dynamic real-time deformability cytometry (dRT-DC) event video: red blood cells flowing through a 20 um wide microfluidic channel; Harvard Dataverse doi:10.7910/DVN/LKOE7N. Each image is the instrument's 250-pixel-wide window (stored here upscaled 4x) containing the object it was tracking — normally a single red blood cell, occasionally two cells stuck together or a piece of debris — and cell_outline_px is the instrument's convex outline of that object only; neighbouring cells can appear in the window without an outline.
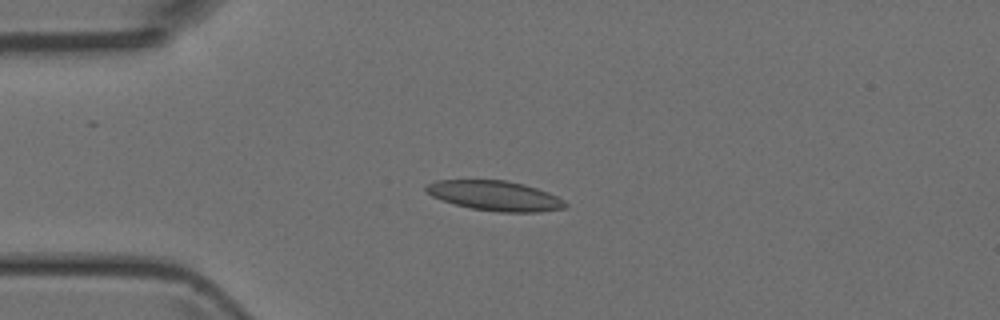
{"species": "Egyptian fruit bat (a non-hibernating species)", "species_latin": "Rousettus aegyptiacus", "temperature_condition": "room temperature", "stored_images_in_passage": 6, "camera_frame_rate_fps": 3000, "um_per_image_px": 0.085, "animal": {"sex": "female"}, "frame": {"image": 1, "passage_image": 4, "time_ms": 3.333, "image_size_px": [1000, 320], "cell_outline_px": [[568, 204], [564, 208], [540, 212], [496, 212], [472, 208], [456, 204], [432, 196], [424, 188], [428, 184], [436, 180], [504, 180], [524, 184], [548, 192], [564, 200]], "centroid_in_image_um": [42.1, 16.64], "position_along_channel_um": 42.9, "area_um2": 24.04}}
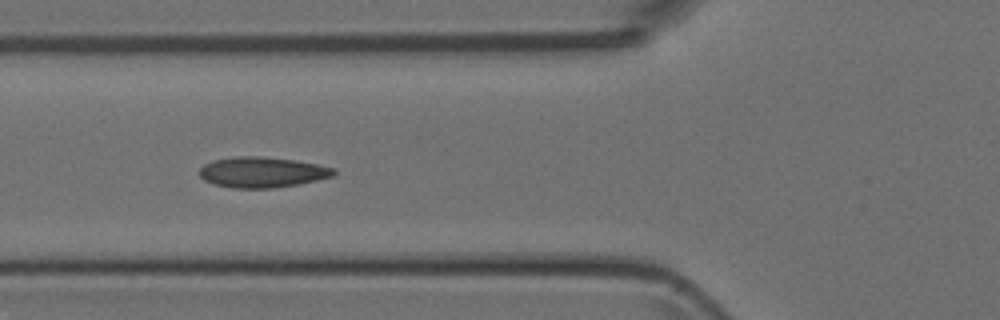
{"frame": {"image": 2, "passage_image": 6, "time_ms": 5.333, "image_size_px": [1000, 320], "cell_outline_px": [[336, 176], [296, 184], [272, 188], [232, 188], [216, 184], [204, 180], [200, 176], [200, 168], [204, 164], [212, 160], [236, 156], [260, 156], [292, 160], [316, 164], [336, 168]], "centroid_in_image_um": [22.29, 14.63], "position_along_channel_um": 103.5, "area_um2": 23.81}}